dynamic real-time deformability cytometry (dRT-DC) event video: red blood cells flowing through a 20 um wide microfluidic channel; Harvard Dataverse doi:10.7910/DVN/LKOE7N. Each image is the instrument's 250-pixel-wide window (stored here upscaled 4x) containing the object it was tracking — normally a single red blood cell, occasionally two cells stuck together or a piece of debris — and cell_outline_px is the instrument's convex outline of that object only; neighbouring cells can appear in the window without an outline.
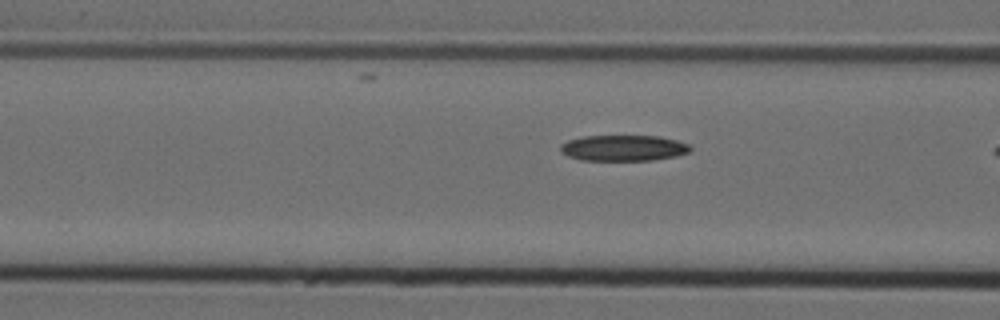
{"species": "Egyptian fruit bat (a non-hibernating species)", "species_latin": "Rousettus aegyptiacus", "temperature_condition": "cold", "stored_images_in_passage": 18, "camera_frame_rate_fps": 3000, "um_per_image_px": 0.085, "animal": {"sex": "female"}, "frame": {"image": 1, "passage_image": 16, "time_ms": 5.0, "image_size_px": [1000, 320], "cell_outline_px": [[692, 152], [676, 156], [652, 160], [580, 160], [568, 156], [560, 152], [560, 144], [568, 140], [584, 136], [660, 136], [676, 140], [688, 144], [692, 148]], "centroid_in_image_um": [53.0, 12.58], "position_along_channel_um": 113.6, "area_um2": 19.71}}